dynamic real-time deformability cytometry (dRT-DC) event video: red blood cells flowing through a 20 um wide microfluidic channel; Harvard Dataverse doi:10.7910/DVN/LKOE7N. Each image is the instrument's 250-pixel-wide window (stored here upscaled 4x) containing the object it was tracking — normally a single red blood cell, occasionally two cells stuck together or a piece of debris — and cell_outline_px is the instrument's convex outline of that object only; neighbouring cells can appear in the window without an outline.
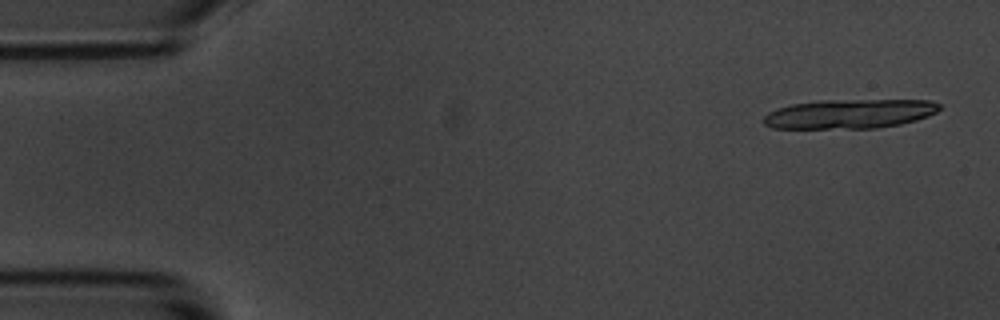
{"species": "common noctule bat (a hibernating species)", "species_latin": "Nyctalus noctula", "temperature_condition": "room temperature", "stored_images_in_passage": 4, "camera_frame_rate_fps": 3000, "um_per_image_px": 0.085, "animal": {"sex": "male", "body_mass_g": 20.1, "forearm_length_mm": 53.5}, "frame": {"image": 1, "passage_image": 1, "time_ms": 0.0, "image_size_px": [1000, 320], "cell_outline_px": [[940, 108], [936, 112], [928, 116], [916, 120], [900, 124], [876, 128], [772, 128], [764, 124], [764, 116], [768, 112], [792, 104], [820, 100], [932, 100], [940, 104]], "centroid_in_image_um": [72.23, 9.67], "position_along_channel_um": 12.8, "area_um2": 29.94}}